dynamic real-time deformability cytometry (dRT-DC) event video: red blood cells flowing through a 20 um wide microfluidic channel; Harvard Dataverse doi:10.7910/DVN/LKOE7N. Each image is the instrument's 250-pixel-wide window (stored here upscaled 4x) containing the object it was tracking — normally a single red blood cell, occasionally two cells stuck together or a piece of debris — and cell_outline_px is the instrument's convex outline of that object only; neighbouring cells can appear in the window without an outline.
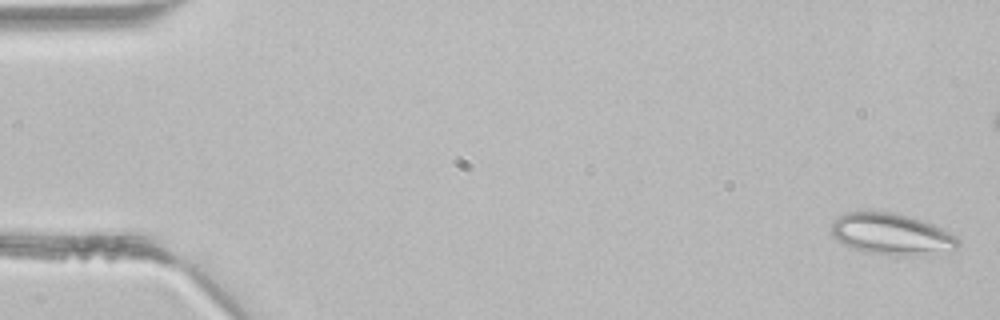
{"species": "common noctule bat (a hibernating species)", "species_latin": "Nyctalus noctula", "temperature_condition": "room temperature", "stored_images_in_passage": 5, "camera_frame_rate_fps": 3000, "um_per_image_px": 0.085, "animal": {"sex": "male", "body_mass_g": 21.5, "forearm_length_mm": 52.0}, "frame": {"image": 1, "passage_image": 1, "time_ms": 0.0, "image_size_px": [1000, 320], "cell_outline_px": [[960, 244], [956, 248], [924, 256], [892, 256], [864, 252], [852, 248], [836, 240], [832, 236], [832, 220], [848, 212], [896, 212], [912, 216], [924, 220], [956, 236], [960, 240]], "centroid_in_image_um": [75.79, 19.92], "position_along_channel_um": 9.2, "area_um2": 30.98}}